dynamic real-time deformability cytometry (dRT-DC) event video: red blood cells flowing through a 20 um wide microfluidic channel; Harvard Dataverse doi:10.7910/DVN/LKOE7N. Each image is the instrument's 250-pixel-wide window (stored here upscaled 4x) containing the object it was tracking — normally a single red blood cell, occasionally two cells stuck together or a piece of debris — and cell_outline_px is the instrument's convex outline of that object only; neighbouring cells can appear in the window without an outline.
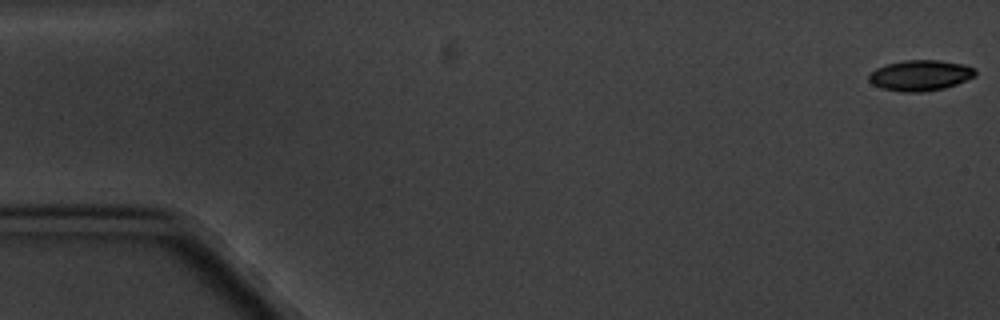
{"species": "common noctule bat (a hibernating species)", "species_latin": "Nyctalus noctula", "temperature_condition": "cold", "stored_images_in_passage": 6, "camera_frame_rate_fps": 3000, "um_per_image_px": 0.085, "animal": {"sex": "male", "body_mass_g": 20.1, "forearm_length_mm": 53.5}, "frame": {"image": 1, "passage_image": 1, "time_ms": 0.0, "image_size_px": [1000, 320], "cell_outline_px": [[976, 76], [956, 84], [944, 88], [924, 92], [900, 92], [880, 88], [872, 84], [868, 80], [868, 76], [876, 68], [888, 64], [904, 60], [940, 60], [964, 64], [972, 68], [976, 72]], "centroid_in_image_um": [78.21, 6.41], "position_along_channel_um": 6.8, "area_um2": 19.07}}
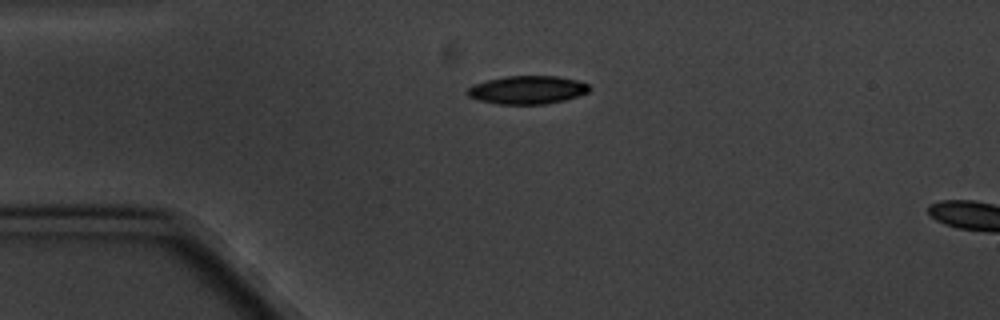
{"frame": {"image": 2, "passage_image": 4, "time_ms": 4.333, "image_size_px": [1000, 320], "cell_outline_px": [[592, 88], [588, 92], [564, 100], [544, 104], [496, 104], [480, 100], [468, 96], [468, 88], [472, 84], [504, 76], [556, 76], [576, 80], [588, 84]], "centroid_in_image_um": [44.82, 7.64], "position_along_channel_um": 40.2, "area_um2": 19.94}}